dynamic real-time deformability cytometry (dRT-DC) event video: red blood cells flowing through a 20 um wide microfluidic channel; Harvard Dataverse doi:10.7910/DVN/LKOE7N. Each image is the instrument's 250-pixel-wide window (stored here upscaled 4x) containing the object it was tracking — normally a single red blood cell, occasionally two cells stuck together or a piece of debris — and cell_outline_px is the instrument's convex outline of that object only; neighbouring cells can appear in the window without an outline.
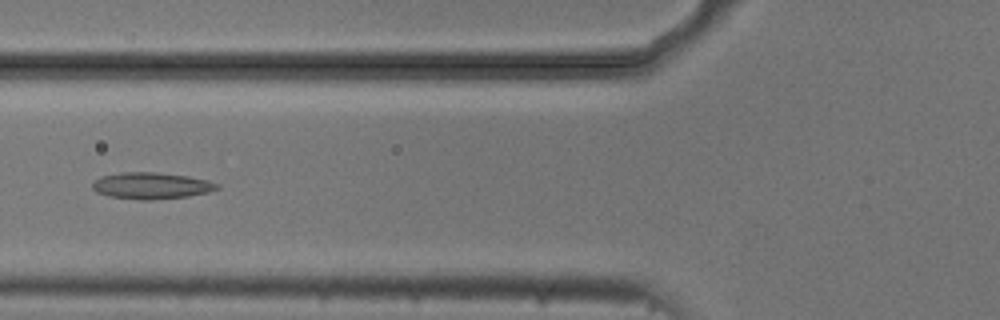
{"species": "common noctule bat (a hibernating species)", "species_latin": "Nyctalus noctula", "temperature_condition": "cold", "stored_images_in_passage": 7, "camera_frame_rate_fps": 3000, "um_per_image_px": 0.085, "animal": {"sex": "male", "body_mass_g": 20.5, "forearm_length_mm": 52.5}, "frame": {"image": 1, "passage_image": 5, "time_ms": 1.333, "image_size_px": [1000, 320], "cell_outline_px": [[220, 188], [208, 192], [188, 196], [152, 200], [140, 200], [112, 196], [96, 192], [92, 188], [92, 184], [100, 176], [124, 172], [156, 172], [188, 176], [208, 180], [220, 184]], "centroid_in_image_um": [12.89, 15.78], "position_along_channel_um": 112.9, "area_um2": 19.25}}
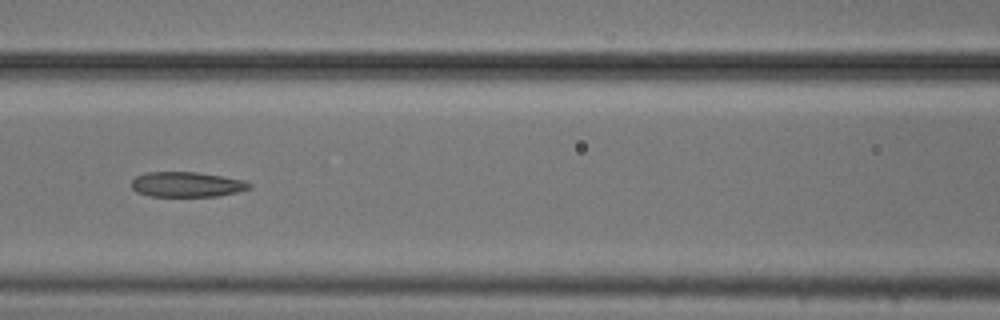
{"frame": {"image": 2, "passage_image": 6, "time_ms": 1.667, "image_size_px": [1000, 320], "cell_outline_px": [[252, 188], [240, 192], [216, 196], [148, 196], [136, 192], [132, 188], [132, 180], [136, 176], [144, 172], [196, 172], [244, 180], [252, 184]], "centroid_in_image_um": [15.88, 15.68], "position_along_channel_um": 150.7, "area_um2": 17.34}}
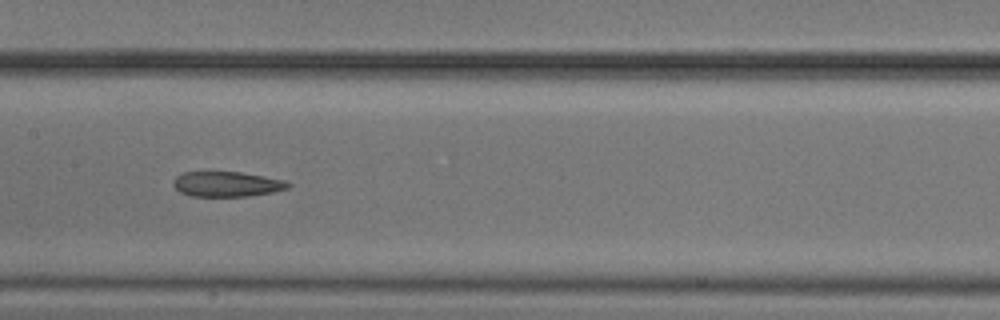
{"frame": {"image": 3, "passage_image": 7, "time_ms": 2.0, "image_size_px": [1000, 320], "cell_outline_px": [[292, 184], [288, 188], [272, 192], [248, 196], [192, 196], [180, 192], [172, 184], [176, 176], [184, 172], [240, 172], [284, 180]], "centroid_in_image_um": [19.27, 15.65], "position_along_channel_um": 188.1, "area_um2": 16.65}}